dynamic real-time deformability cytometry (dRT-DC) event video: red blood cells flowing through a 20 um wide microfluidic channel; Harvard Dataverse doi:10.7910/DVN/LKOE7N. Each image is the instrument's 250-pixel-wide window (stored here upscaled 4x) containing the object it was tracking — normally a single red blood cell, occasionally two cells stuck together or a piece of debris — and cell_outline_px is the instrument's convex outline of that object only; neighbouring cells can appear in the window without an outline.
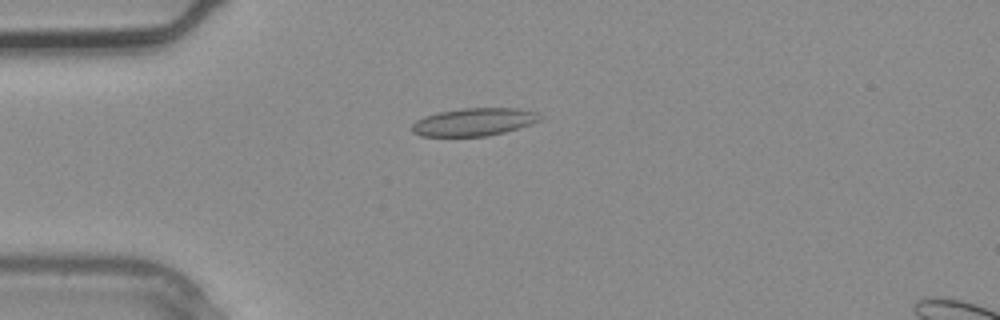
{"species": "common noctule bat (a hibernating species)", "species_latin": "Nyctalus noctula", "temperature_condition": "warm", "stored_images_in_passage": 2, "camera_frame_rate_fps": 3000, "um_per_image_px": 0.085, "animal": {"sex": "male", "body_mass_g": 20.4}, "frame": {"image": 1, "passage_image": 2, "time_ms": 0.333, "image_size_px": [1000, 320], "cell_outline_px": [[544, 120], [532, 124], [504, 132], [488, 136], [420, 136], [412, 132], [412, 124], [416, 120], [424, 116], [440, 112], [464, 108], [516, 108], [536, 112]], "centroid_in_image_um": [40.3, 10.37], "position_along_channel_um": 44.7, "area_um2": 20.75}}